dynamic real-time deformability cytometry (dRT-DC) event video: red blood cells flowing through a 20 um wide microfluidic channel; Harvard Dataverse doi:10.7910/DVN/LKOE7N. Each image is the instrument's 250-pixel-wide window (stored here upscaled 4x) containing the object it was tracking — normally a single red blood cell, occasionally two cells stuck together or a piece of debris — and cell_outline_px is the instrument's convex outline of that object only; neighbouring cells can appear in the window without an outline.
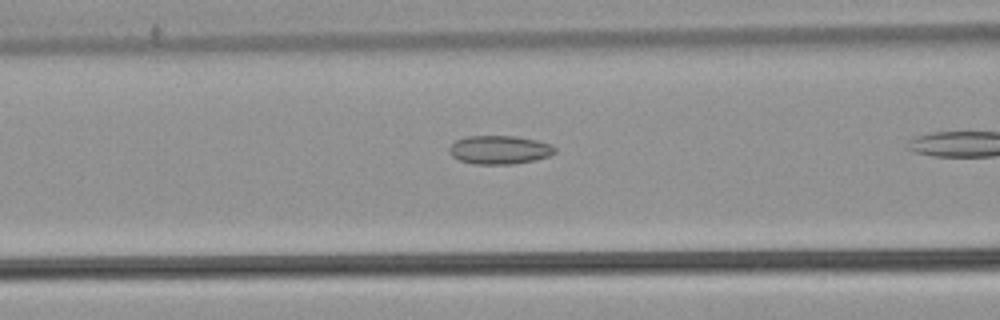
{"species": "common noctule bat (a hibernating species)", "species_latin": "Nyctalus noctula", "temperature_condition": "warm", "stored_images_in_passage": 24, "camera_frame_rate_fps": 3000, "um_per_image_px": 0.085, "animal": {"sex": "male", "body_mass_g": 21.5, "forearm_length_mm": 52.0}, "frame": {"image": 1, "passage_image": 17, "time_ms": 5.333, "image_size_px": [1000, 320], "cell_outline_px": [[556, 152], [548, 156], [532, 160], [512, 164], [472, 164], [460, 160], [452, 156], [448, 152], [448, 148], [456, 140], [468, 136], [516, 136], [536, 140], [552, 144], [556, 148]], "centroid_in_image_um": [42.44, 12.73], "position_along_channel_um": 124.2, "area_um2": 17.57}}